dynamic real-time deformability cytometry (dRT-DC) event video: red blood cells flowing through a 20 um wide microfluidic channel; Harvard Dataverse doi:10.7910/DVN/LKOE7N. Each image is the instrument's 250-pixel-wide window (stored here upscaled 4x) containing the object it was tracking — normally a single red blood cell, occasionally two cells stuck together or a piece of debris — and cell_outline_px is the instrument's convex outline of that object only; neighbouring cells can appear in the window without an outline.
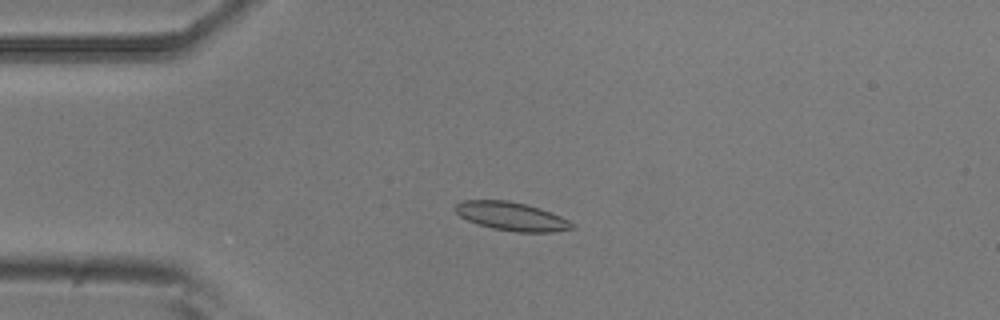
{"species": "common noctule bat (a hibernating species)", "species_latin": "Nyctalus noctula", "temperature_condition": "room temperature", "stored_images_in_passage": 5, "camera_frame_rate_fps": 3000, "um_per_image_px": 0.085, "animal": {"sex": "male", "body_mass_g": 20.5, "forearm_length_mm": 52.5}, "frame": {"image": 1, "passage_image": 4, "time_ms": 3.667, "image_size_px": [1000, 320], "cell_outline_px": [[576, 228], [552, 232], [516, 232], [492, 228], [476, 224], [460, 216], [452, 208], [456, 204], [464, 200], [508, 200], [540, 208], [560, 216], [576, 224]], "centroid_in_image_um": [43.48, 18.39], "position_along_channel_um": 41.5, "area_um2": 19.48}}